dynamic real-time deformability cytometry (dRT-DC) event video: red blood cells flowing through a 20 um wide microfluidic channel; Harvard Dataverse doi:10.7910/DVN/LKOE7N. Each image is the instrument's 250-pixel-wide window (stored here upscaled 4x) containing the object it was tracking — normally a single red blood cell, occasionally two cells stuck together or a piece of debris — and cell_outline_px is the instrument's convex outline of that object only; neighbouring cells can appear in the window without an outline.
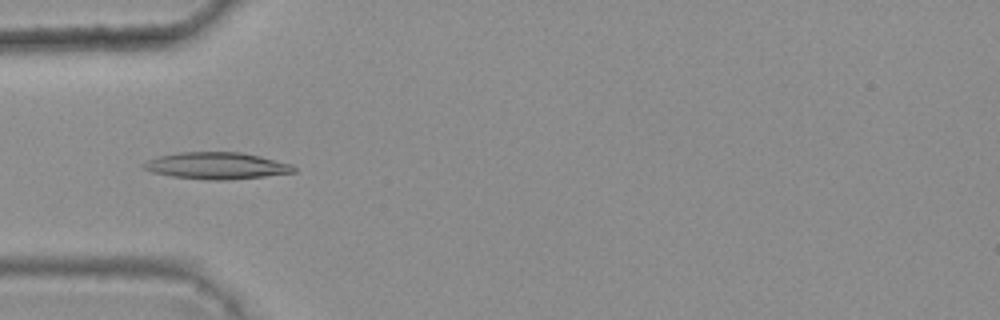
{"species": "common noctule bat (a hibernating species)", "species_latin": "Nyctalus noctula", "temperature_condition": "warm", "stored_images_in_passage": 8, "camera_frame_rate_fps": 3000, "um_per_image_px": 0.085, "animal": {"sex": "female", "body_mass_g": 25.1}, "frame": {"image": 1, "passage_image": 5, "time_ms": 1.333, "image_size_px": [1000, 320], "cell_outline_px": [[296, 172], [264, 176], [228, 180], [208, 180], [172, 176], [152, 172], [144, 168], [140, 164], [148, 160], [160, 156], [180, 152], [240, 152], [260, 156], [292, 164], [296, 168]], "centroid_in_image_um": [18.42, 14.09], "position_along_channel_um": 66.6, "area_um2": 23.35}}
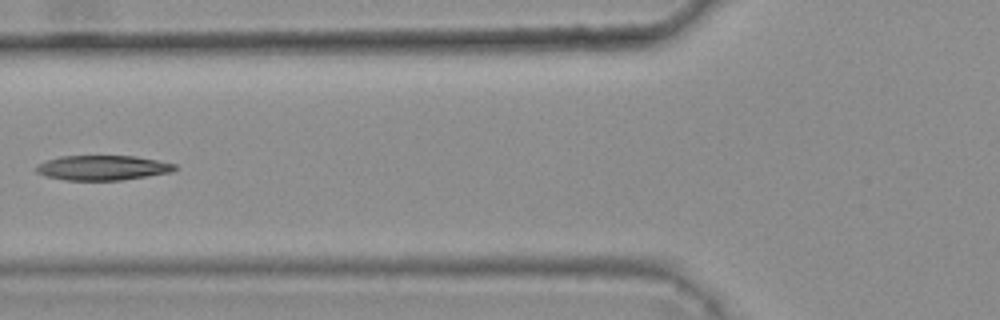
{"frame": {"image": 2, "passage_image": 6, "time_ms": 1.667, "image_size_px": [1000, 320], "cell_outline_px": [[176, 168], [172, 172], [148, 176], [120, 180], [64, 180], [44, 176], [36, 172], [36, 164], [60, 156], [136, 156], [176, 164]], "centroid_in_image_um": [8.7, 14.26], "position_along_channel_um": 117.1, "area_um2": 20.06}}
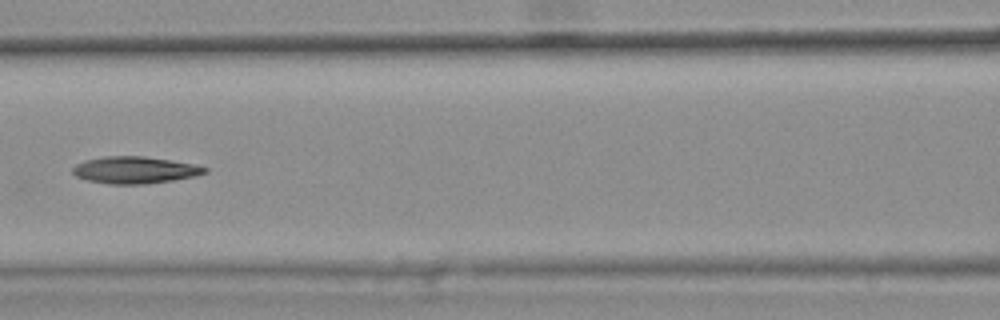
{"frame": {"image": 3, "passage_image": 7, "time_ms": 2.0, "image_size_px": [1000, 320], "cell_outline_px": [[208, 172], [196, 176], [148, 184], [108, 184], [88, 180], [76, 176], [72, 172], [72, 168], [76, 164], [84, 160], [104, 156], [144, 156], [196, 164], [208, 168]], "centroid_in_image_um": [11.47, 14.45], "position_along_channel_um": 155.1, "area_um2": 20.87}}